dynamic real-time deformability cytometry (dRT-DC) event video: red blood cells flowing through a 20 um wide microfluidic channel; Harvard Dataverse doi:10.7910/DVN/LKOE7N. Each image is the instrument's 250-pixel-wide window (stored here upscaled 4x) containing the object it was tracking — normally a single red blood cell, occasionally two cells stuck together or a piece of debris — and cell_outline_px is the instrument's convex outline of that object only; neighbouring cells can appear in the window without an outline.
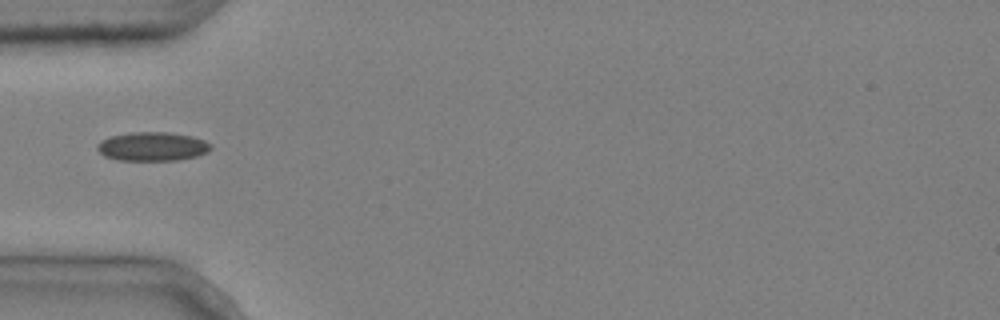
{"species": "common noctule bat (a hibernating species)", "species_latin": "Nyctalus noctula", "temperature_condition": "cold", "stored_images_in_passage": 1, "camera_frame_rate_fps": 3000, "um_per_image_px": 0.085, "animal": {"sex": "male", "body_mass_g": 20.4}, "frame": {"image": 1, "passage_image": 1, "time_ms": 0.0, "image_size_px": [1000, 320], "cell_outline_px": [[212, 148], [208, 152], [196, 156], [176, 160], [116, 160], [104, 156], [96, 148], [96, 144], [100, 140], [112, 136], [132, 132], [168, 132], [192, 136], [204, 140], [212, 144]], "centroid_in_image_um": [12.95, 12.45], "position_along_channel_um": 72.1, "area_um2": 19.19}}